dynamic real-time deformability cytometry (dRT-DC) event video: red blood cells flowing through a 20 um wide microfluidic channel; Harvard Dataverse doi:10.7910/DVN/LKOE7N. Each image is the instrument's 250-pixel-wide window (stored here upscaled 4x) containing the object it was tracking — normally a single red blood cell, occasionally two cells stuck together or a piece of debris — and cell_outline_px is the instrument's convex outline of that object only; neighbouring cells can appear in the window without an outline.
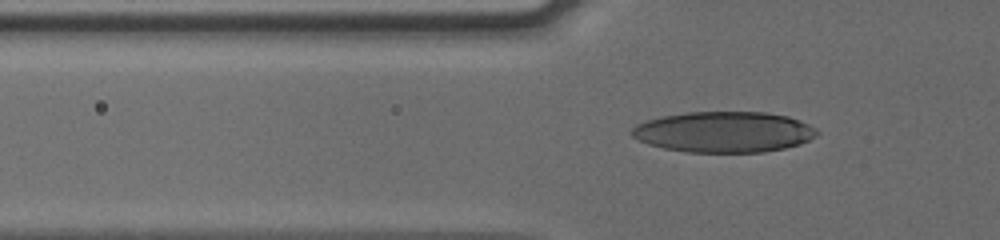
{"species": "human", "species_latin": "Homo sapiens", "temperature_condition": "cold", "stored_images_in_passage": 43, "camera_frame_rate_fps": 3000, "um_per_image_px": 0.085, "donor": {"sex": "male"}, "frame": {"image": 1, "passage_image": 8, "time_ms": 2.333, "image_size_px": [1000, 240], "cell_outline_px": [[820, 132], [816, 136], [800, 144], [784, 148], [764, 152], [688, 152], [664, 148], [648, 144], [632, 136], [632, 128], [636, 124], [648, 120], [664, 116], [688, 112], [764, 112], [788, 116], [800, 120], [816, 128]], "centroid_in_image_um": [61.57, 11.21], "position_along_channel_um": 64.2, "area_um2": 43.93}}
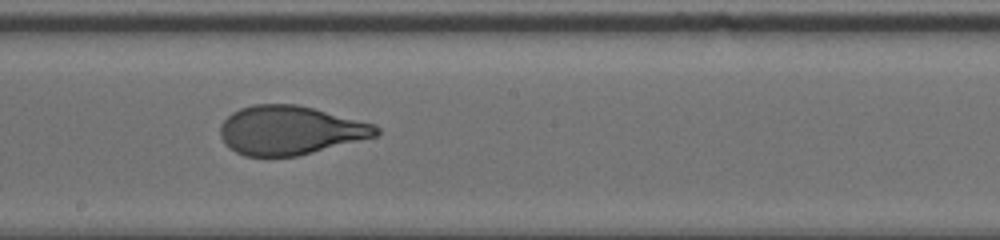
{"frame": {"image": 2, "passage_image": 21, "time_ms": 6.667, "image_size_px": [1000, 240], "cell_outline_px": [[380, 132], [376, 136], [296, 156], [244, 156], [228, 148], [224, 144], [220, 136], [220, 124], [232, 112], [240, 108], [252, 104], [296, 104], [376, 124], [380, 128]], "centroid_in_image_um": [24.62, 11.07], "position_along_channel_um": 223.6, "area_um2": 44.33}}
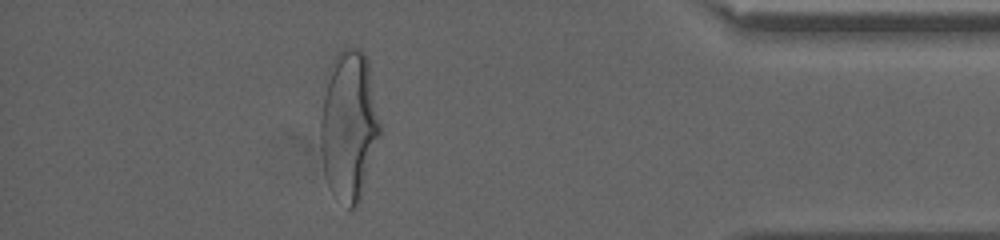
{"frame": {"image": 3, "passage_image": 38, "time_ms": 12.333, "image_size_px": [1000, 240], "cell_outline_px": [[380, 132], [360, 200], [356, 208], [348, 208], [328, 188], [324, 172], [320, 148], [320, 116], [324, 96], [332, 60], [344, 48], [360, 48], [364, 52], [368, 64], [380, 124]], "centroid_in_image_um": [29.63, 10.71], "position_along_channel_um": 405.6, "area_um2": 51.27}}